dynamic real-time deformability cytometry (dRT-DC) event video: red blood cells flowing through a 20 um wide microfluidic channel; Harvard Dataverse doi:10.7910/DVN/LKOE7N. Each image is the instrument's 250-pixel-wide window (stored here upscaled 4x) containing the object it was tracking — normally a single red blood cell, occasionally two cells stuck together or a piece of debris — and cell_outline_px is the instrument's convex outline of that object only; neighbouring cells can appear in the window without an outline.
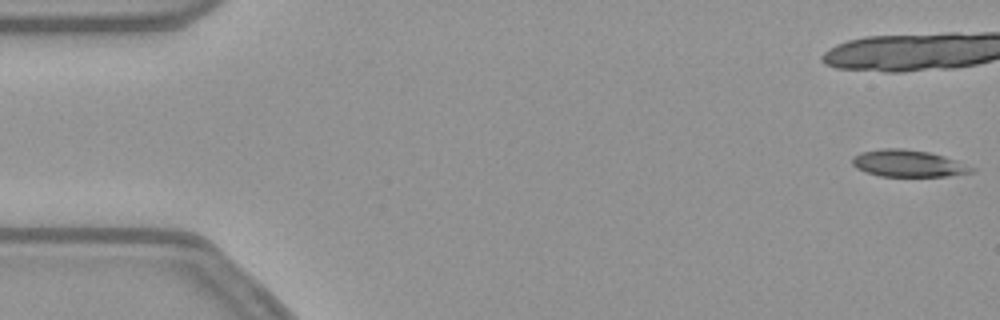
{"species": "common noctule bat (a hibernating species)", "species_latin": "Nyctalus noctula", "temperature_condition": "warm", "stored_images_in_passage": 19, "camera_frame_rate_fps": 3000, "um_per_image_px": 0.085, "animal": {"sex": "female", "body_mass_g": 21.9}, "frame": {"image": 1, "passage_image": 1, "time_ms": 0.0, "image_size_px": [1000, 320], "cell_outline_px": [[976, 168], [972, 172], [948, 176], [880, 176], [856, 168], [852, 164], [852, 156], [860, 152], [884, 148], [904, 148], [928, 152], [944, 156], [956, 160]], "centroid_in_image_um": [77.18, 13.88], "position_along_channel_um": 7.8, "area_um2": 18.67}}